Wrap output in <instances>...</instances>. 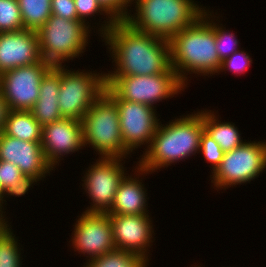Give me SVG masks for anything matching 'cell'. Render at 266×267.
I'll return each mask as SVG.
<instances>
[{"label":"cell","mask_w":266,"mask_h":267,"mask_svg":"<svg viewBox=\"0 0 266 267\" xmlns=\"http://www.w3.org/2000/svg\"><path fill=\"white\" fill-rule=\"evenodd\" d=\"M102 38L116 65L105 75L146 76L171 68L170 41L138 31L125 20L116 21Z\"/></svg>","instance_id":"6da1fadb"},{"label":"cell","mask_w":266,"mask_h":267,"mask_svg":"<svg viewBox=\"0 0 266 267\" xmlns=\"http://www.w3.org/2000/svg\"><path fill=\"white\" fill-rule=\"evenodd\" d=\"M207 9L193 25L184 28L169 40L171 68L186 86V75L194 73L209 77L218 74L221 67L222 61L215 47V19H211L217 16H212L213 12Z\"/></svg>","instance_id":"7a4b0ae2"},{"label":"cell","mask_w":266,"mask_h":267,"mask_svg":"<svg viewBox=\"0 0 266 267\" xmlns=\"http://www.w3.org/2000/svg\"><path fill=\"white\" fill-rule=\"evenodd\" d=\"M182 116L165 125L159 123L150 145L136 163L139 167L152 173L200 153L203 110Z\"/></svg>","instance_id":"3957f363"},{"label":"cell","mask_w":266,"mask_h":267,"mask_svg":"<svg viewBox=\"0 0 266 267\" xmlns=\"http://www.w3.org/2000/svg\"><path fill=\"white\" fill-rule=\"evenodd\" d=\"M135 15L125 20L134 29L170 40L184 28L193 25L204 13L193 0H135Z\"/></svg>","instance_id":"277c9868"},{"label":"cell","mask_w":266,"mask_h":267,"mask_svg":"<svg viewBox=\"0 0 266 267\" xmlns=\"http://www.w3.org/2000/svg\"><path fill=\"white\" fill-rule=\"evenodd\" d=\"M81 122L84 146L91 145L100 157H128L130 152L123 144L118 107L105 91L88 109Z\"/></svg>","instance_id":"5b68a950"},{"label":"cell","mask_w":266,"mask_h":267,"mask_svg":"<svg viewBox=\"0 0 266 267\" xmlns=\"http://www.w3.org/2000/svg\"><path fill=\"white\" fill-rule=\"evenodd\" d=\"M90 27L81 20L51 15L37 31L42 59L56 66L79 57L89 44Z\"/></svg>","instance_id":"8992f818"},{"label":"cell","mask_w":266,"mask_h":267,"mask_svg":"<svg viewBox=\"0 0 266 267\" xmlns=\"http://www.w3.org/2000/svg\"><path fill=\"white\" fill-rule=\"evenodd\" d=\"M106 85L122 100L143 103L152 107L163 99L184 91L186 85L170 68L155 75H106Z\"/></svg>","instance_id":"52a82bcc"},{"label":"cell","mask_w":266,"mask_h":267,"mask_svg":"<svg viewBox=\"0 0 266 267\" xmlns=\"http://www.w3.org/2000/svg\"><path fill=\"white\" fill-rule=\"evenodd\" d=\"M65 66L60 65L59 109L64 118L82 120L92 104L104 93L106 75L90 70L75 72Z\"/></svg>","instance_id":"ba28073f"},{"label":"cell","mask_w":266,"mask_h":267,"mask_svg":"<svg viewBox=\"0 0 266 267\" xmlns=\"http://www.w3.org/2000/svg\"><path fill=\"white\" fill-rule=\"evenodd\" d=\"M265 168L266 142H246L245 140L241 146L224 152L220 165L210 175V178L216 190H222L251 182Z\"/></svg>","instance_id":"9c48e42d"},{"label":"cell","mask_w":266,"mask_h":267,"mask_svg":"<svg viewBox=\"0 0 266 267\" xmlns=\"http://www.w3.org/2000/svg\"><path fill=\"white\" fill-rule=\"evenodd\" d=\"M97 160L87 168L82 178V186L92 201L84 212L107 213L121 181L128 173L121 163L123 158L99 157Z\"/></svg>","instance_id":"30bf717a"},{"label":"cell","mask_w":266,"mask_h":267,"mask_svg":"<svg viewBox=\"0 0 266 267\" xmlns=\"http://www.w3.org/2000/svg\"><path fill=\"white\" fill-rule=\"evenodd\" d=\"M105 92L118 107L120 129L125 148L132 153L141 145L148 146L158 128L159 121L155 107L120 99L107 85Z\"/></svg>","instance_id":"8fae6325"},{"label":"cell","mask_w":266,"mask_h":267,"mask_svg":"<svg viewBox=\"0 0 266 267\" xmlns=\"http://www.w3.org/2000/svg\"><path fill=\"white\" fill-rule=\"evenodd\" d=\"M52 67V64L43 60L2 73L0 92L9 109L30 111L39 98L42 78Z\"/></svg>","instance_id":"7c38bea8"},{"label":"cell","mask_w":266,"mask_h":267,"mask_svg":"<svg viewBox=\"0 0 266 267\" xmlns=\"http://www.w3.org/2000/svg\"><path fill=\"white\" fill-rule=\"evenodd\" d=\"M78 218L70 241L79 254L88 255L87 261L116 249L108 213L83 212Z\"/></svg>","instance_id":"4fadbf2b"},{"label":"cell","mask_w":266,"mask_h":267,"mask_svg":"<svg viewBox=\"0 0 266 267\" xmlns=\"http://www.w3.org/2000/svg\"><path fill=\"white\" fill-rule=\"evenodd\" d=\"M41 145L46 161L55 169L66 154H73L85 147L81 120L62 118L44 125Z\"/></svg>","instance_id":"5bb4252c"},{"label":"cell","mask_w":266,"mask_h":267,"mask_svg":"<svg viewBox=\"0 0 266 267\" xmlns=\"http://www.w3.org/2000/svg\"><path fill=\"white\" fill-rule=\"evenodd\" d=\"M116 249L149 262L148 248L153 246V224L149 215H109Z\"/></svg>","instance_id":"9a60e30c"},{"label":"cell","mask_w":266,"mask_h":267,"mask_svg":"<svg viewBox=\"0 0 266 267\" xmlns=\"http://www.w3.org/2000/svg\"><path fill=\"white\" fill-rule=\"evenodd\" d=\"M0 160L18 166L24 176L39 181L49 174L53 167L46 161L41 142L23 141L0 134Z\"/></svg>","instance_id":"2e32d148"},{"label":"cell","mask_w":266,"mask_h":267,"mask_svg":"<svg viewBox=\"0 0 266 267\" xmlns=\"http://www.w3.org/2000/svg\"><path fill=\"white\" fill-rule=\"evenodd\" d=\"M43 61L36 31L23 29L0 33V75L16 67Z\"/></svg>","instance_id":"e0dca14e"},{"label":"cell","mask_w":266,"mask_h":267,"mask_svg":"<svg viewBox=\"0 0 266 267\" xmlns=\"http://www.w3.org/2000/svg\"><path fill=\"white\" fill-rule=\"evenodd\" d=\"M134 168L138 177L129 174L124 177L117 189L111 209L107 212L109 215H149L147 190L139 177L150 172L138 165Z\"/></svg>","instance_id":"ac0fdd59"},{"label":"cell","mask_w":266,"mask_h":267,"mask_svg":"<svg viewBox=\"0 0 266 267\" xmlns=\"http://www.w3.org/2000/svg\"><path fill=\"white\" fill-rule=\"evenodd\" d=\"M59 89L60 65H56L42 78L39 98L30 110L33 117L42 127L64 118L58 105Z\"/></svg>","instance_id":"d6986e66"},{"label":"cell","mask_w":266,"mask_h":267,"mask_svg":"<svg viewBox=\"0 0 266 267\" xmlns=\"http://www.w3.org/2000/svg\"><path fill=\"white\" fill-rule=\"evenodd\" d=\"M2 133L23 141L41 142L42 126L31 111L10 110Z\"/></svg>","instance_id":"ffe728a7"},{"label":"cell","mask_w":266,"mask_h":267,"mask_svg":"<svg viewBox=\"0 0 266 267\" xmlns=\"http://www.w3.org/2000/svg\"><path fill=\"white\" fill-rule=\"evenodd\" d=\"M214 111L203 109L204 131L208 133L220 146L224 152L232 151L241 146L244 141L241 139L237 127L232 122H221Z\"/></svg>","instance_id":"44dd1931"},{"label":"cell","mask_w":266,"mask_h":267,"mask_svg":"<svg viewBox=\"0 0 266 267\" xmlns=\"http://www.w3.org/2000/svg\"><path fill=\"white\" fill-rule=\"evenodd\" d=\"M24 29L38 31L50 18L51 0H18Z\"/></svg>","instance_id":"7402d4cb"},{"label":"cell","mask_w":266,"mask_h":267,"mask_svg":"<svg viewBox=\"0 0 266 267\" xmlns=\"http://www.w3.org/2000/svg\"><path fill=\"white\" fill-rule=\"evenodd\" d=\"M7 223L0 224V267H22L20 243Z\"/></svg>","instance_id":"603a6c76"},{"label":"cell","mask_w":266,"mask_h":267,"mask_svg":"<svg viewBox=\"0 0 266 267\" xmlns=\"http://www.w3.org/2000/svg\"><path fill=\"white\" fill-rule=\"evenodd\" d=\"M85 264L83 267H147L149 265L148 261L141 256L118 249L93 258Z\"/></svg>","instance_id":"cb8c5ba5"},{"label":"cell","mask_w":266,"mask_h":267,"mask_svg":"<svg viewBox=\"0 0 266 267\" xmlns=\"http://www.w3.org/2000/svg\"><path fill=\"white\" fill-rule=\"evenodd\" d=\"M75 2V8H76V13L78 16V19L81 20L84 24L88 25L87 17L90 19V16L92 17L95 16V14L100 13L103 16L106 14L105 19L100 28L97 32L99 33L100 31V36H104L108 30L115 24L116 20L99 4L97 0H74ZM86 18V19H85ZM87 21V22H86Z\"/></svg>","instance_id":"d4e9b609"},{"label":"cell","mask_w":266,"mask_h":267,"mask_svg":"<svg viewBox=\"0 0 266 267\" xmlns=\"http://www.w3.org/2000/svg\"><path fill=\"white\" fill-rule=\"evenodd\" d=\"M23 29L18 0H0V33Z\"/></svg>","instance_id":"484cf974"},{"label":"cell","mask_w":266,"mask_h":267,"mask_svg":"<svg viewBox=\"0 0 266 267\" xmlns=\"http://www.w3.org/2000/svg\"><path fill=\"white\" fill-rule=\"evenodd\" d=\"M222 26V24L214 22L215 47L221 61L240 50V42L235 34L232 31L229 32V30H226V28Z\"/></svg>","instance_id":"4316f807"},{"label":"cell","mask_w":266,"mask_h":267,"mask_svg":"<svg viewBox=\"0 0 266 267\" xmlns=\"http://www.w3.org/2000/svg\"><path fill=\"white\" fill-rule=\"evenodd\" d=\"M199 152L202 153L205 161L211 164V173H213L220 165L224 151L221 149V146L205 131L201 134Z\"/></svg>","instance_id":"83f0119b"},{"label":"cell","mask_w":266,"mask_h":267,"mask_svg":"<svg viewBox=\"0 0 266 267\" xmlns=\"http://www.w3.org/2000/svg\"><path fill=\"white\" fill-rule=\"evenodd\" d=\"M252 61L247 52L238 50L222 61L218 73L228 70L236 75L240 73L244 74V72H247V68L252 64Z\"/></svg>","instance_id":"f1b7e54d"},{"label":"cell","mask_w":266,"mask_h":267,"mask_svg":"<svg viewBox=\"0 0 266 267\" xmlns=\"http://www.w3.org/2000/svg\"><path fill=\"white\" fill-rule=\"evenodd\" d=\"M39 180L31 177V176H23L18 182H16L15 185L13 186H9L2 194H1V200H0V218L3 221H7L6 218H4L5 212L3 211L4 207L3 204L6 200L5 197H10V196H15V197H20L26 194V192H28L29 188H31V186L33 187V184H37ZM4 201V202H3ZM3 208V209H2ZM4 213V215H3Z\"/></svg>","instance_id":"f546056e"},{"label":"cell","mask_w":266,"mask_h":267,"mask_svg":"<svg viewBox=\"0 0 266 267\" xmlns=\"http://www.w3.org/2000/svg\"><path fill=\"white\" fill-rule=\"evenodd\" d=\"M24 175L18 166L13 163L0 160V194H2L9 186H13Z\"/></svg>","instance_id":"4dcf8cb0"},{"label":"cell","mask_w":266,"mask_h":267,"mask_svg":"<svg viewBox=\"0 0 266 267\" xmlns=\"http://www.w3.org/2000/svg\"><path fill=\"white\" fill-rule=\"evenodd\" d=\"M51 14L68 20H79L74 0H51Z\"/></svg>","instance_id":"1f68e13d"},{"label":"cell","mask_w":266,"mask_h":267,"mask_svg":"<svg viewBox=\"0 0 266 267\" xmlns=\"http://www.w3.org/2000/svg\"><path fill=\"white\" fill-rule=\"evenodd\" d=\"M135 0H107V12L116 20H126L128 16L129 6Z\"/></svg>","instance_id":"d6a6232c"},{"label":"cell","mask_w":266,"mask_h":267,"mask_svg":"<svg viewBox=\"0 0 266 267\" xmlns=\"http://www.w3.org/2000/svg\"><path fill=\"white\" fill-rule=\"evenodd\" d=\"M9 111L8 103L0 92V132L3 131Z\"/></svg>","instance_id":"836d02e7"},{"label":"cell","mask_w":266,"mask_h":267,"mask_svg":"<svg viewBox=\"0 0 266 267\" xmlns=\"http://www.w3.org/2000/svg\"><path fill=\"white\" fill-rule=\"evenodd\" d=\"M97 1L107 11V0H97Z\"/></svg>","instance_id":"e575fe53"}]
</instances>
